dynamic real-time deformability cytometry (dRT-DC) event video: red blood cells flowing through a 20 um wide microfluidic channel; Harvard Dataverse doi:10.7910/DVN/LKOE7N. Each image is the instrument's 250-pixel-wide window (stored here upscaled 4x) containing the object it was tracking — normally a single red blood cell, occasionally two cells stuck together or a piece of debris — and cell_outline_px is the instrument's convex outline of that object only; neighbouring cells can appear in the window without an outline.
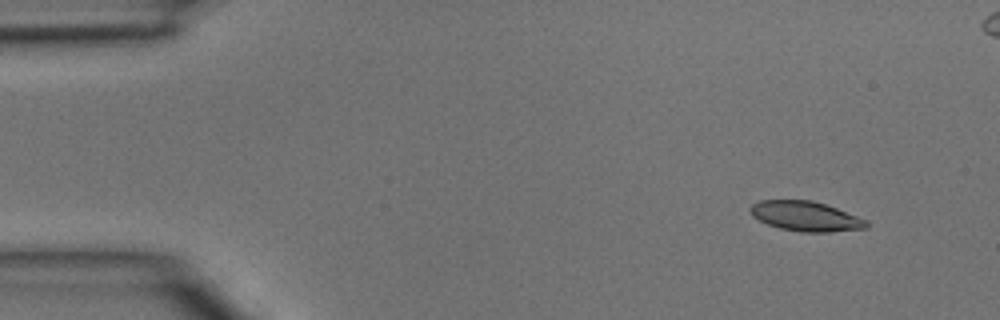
{"species": "common noctule bat (a hibernating species)", "species_latin": "Nyctalus noctula", "temperature_condition": "room temperature", "stored_images_in_passage": 4, "camera_frame_rate_fps": 3000, "um_per_image_px": 0.085, "animal": {"sex": "male", "body_mass_g": 15.6}, "frame": {"image": 1, "passage_image": 1, "time_ms": 0.0, "image_size_px": [1000, 320], "cell_outline_px": [[868, 228], [828, 232], [800, 232], [780, 228], [768, 224], [752, 216], [748, 208], [752, 204], [760, 200], [812, 200], [836, 208], [868, 220]], "centroid_in_image_um": [68.47, 18.38], "position_along_channel_um": 16.5, "area_um2": 20.17}}